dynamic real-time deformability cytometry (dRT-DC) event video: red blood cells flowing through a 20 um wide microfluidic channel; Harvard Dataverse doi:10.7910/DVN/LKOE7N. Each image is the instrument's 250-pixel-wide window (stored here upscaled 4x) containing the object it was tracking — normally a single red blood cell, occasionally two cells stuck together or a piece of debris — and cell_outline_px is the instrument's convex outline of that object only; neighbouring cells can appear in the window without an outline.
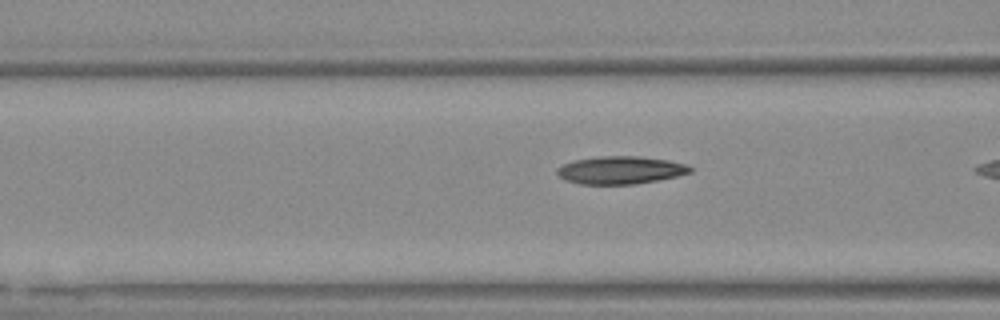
{"species": "Egyptian fruit bat (a non-hibernating species)", "species_latin": "Rousettus aegyptiacus", "temperature_condition": "warm", "stored_images_in_passage": 9, "camera_frame_rate_fps": 3000, "um_per_image_px": 0.085, "animal": {"sex": "female"}, "frame": {"image": 1, "passage_image": 8, "time_ms": 2.333, "image_size_px": [1000, 320], "cell_outline_px": [[692, 172], [676, 176], [636, 184], [580, 184], [568, 180], [560, 176], [556, 172], [556, 168], [572, 160], [600, 156], [640, 156], [668, 160], [688, 164], [692, 168]], "centroid_in_image_um": [52.75, 14.45], "position_along_channel_um": 113.8, "area_um2": 21.5}}